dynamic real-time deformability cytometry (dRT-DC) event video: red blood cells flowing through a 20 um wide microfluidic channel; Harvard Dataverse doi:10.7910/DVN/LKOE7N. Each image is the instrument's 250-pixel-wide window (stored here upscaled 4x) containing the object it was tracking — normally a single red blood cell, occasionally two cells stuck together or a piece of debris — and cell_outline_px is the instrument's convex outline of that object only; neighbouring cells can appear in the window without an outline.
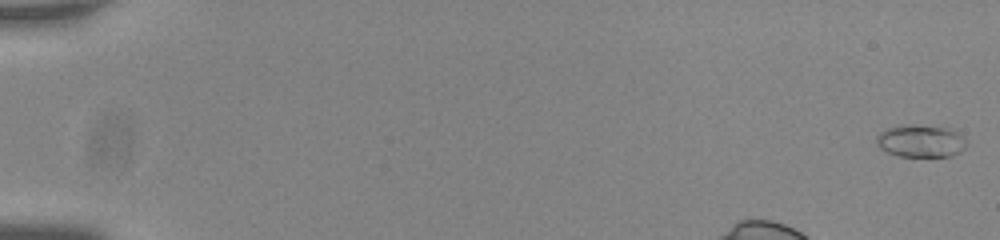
{"species": "common noctule bat (a hibernating species)", "species_latin": "Nyctalus noctula", "temperature_condition": "room temperature", "stored_images_in_passage": 47, "camera_frame_rate_fps": 3000, "um_per_image_px": 0.085, "animal": {"sex": "male", "body_mass_g": 20.0, "forearm_length_mm": 53.3}, "frame": {"image": 1, "passage_image": 1, "time_ms": 0.0, "image_size_px": [1000, 240], "cell_outline_px": [[968, 144], [960, 152], [952, 156], [900, 156], [888, 152], [880, 148], [876, 144], [876, 136], [884, 128], [904, 124], [916, 124], [956, 128], [968, 140]], "centroid_in_image_um": [78.32, 11.95], "position_along_channel_um": 6.7, "area_um2": 17.69}, "authors_computed_cell_mechanics": {"area_um2": 18.7272, "velocity_mm_per_s": 3.6974, "shape_relaxation_time_tau1_ms": 4.3116, "shape_relaxation_time_tau2_ms": 7.0048, "deformation_change_tau1": 0.089, "deformation_change_tau2": 0.1437}}